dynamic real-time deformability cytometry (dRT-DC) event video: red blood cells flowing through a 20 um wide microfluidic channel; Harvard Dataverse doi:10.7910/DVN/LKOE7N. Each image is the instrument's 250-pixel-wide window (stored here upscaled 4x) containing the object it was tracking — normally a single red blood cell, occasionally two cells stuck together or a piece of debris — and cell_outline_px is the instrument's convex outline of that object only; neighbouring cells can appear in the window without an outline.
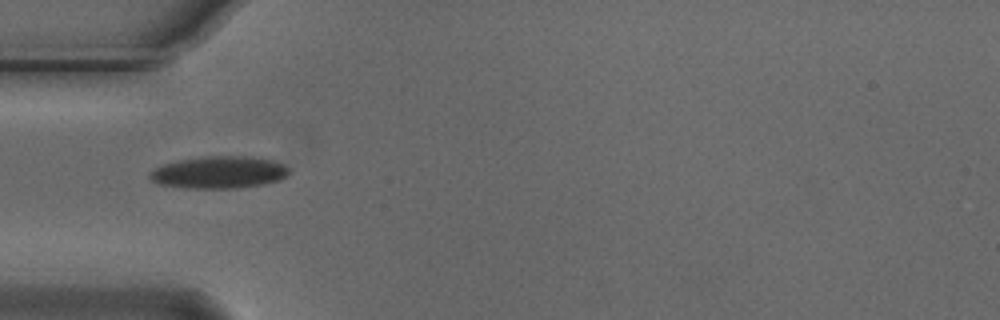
{"species": "Egyptian fruit bat (a non-hibernating species)", "species_latin": "Rousettus aegyptiacus", "temperature_condition": "cold", "stored_images_in_passage": 20, "camera_frame_rate_fps": 3000, "um_per_image_px": 0.085, "animal": {"sex": "male"}, "frame": {"image": 1, "passage_image": 1, "time_ms": 0.0, "image_size_px": [1000, 320], "cell_outline_px": [[288, 172], [280, 180], [264, 184], [236, 188], [184, 188], [156, 184], [148, 176], [148, 172], [164, 164], [180, 160], [204, 156], [248, 156], [272, 160], [284, 164], [288, 168]], "centroid_in_image_um": [18.58, 14.65], "position_along_channel_um": 66.4, "area_um2": 26.13}}
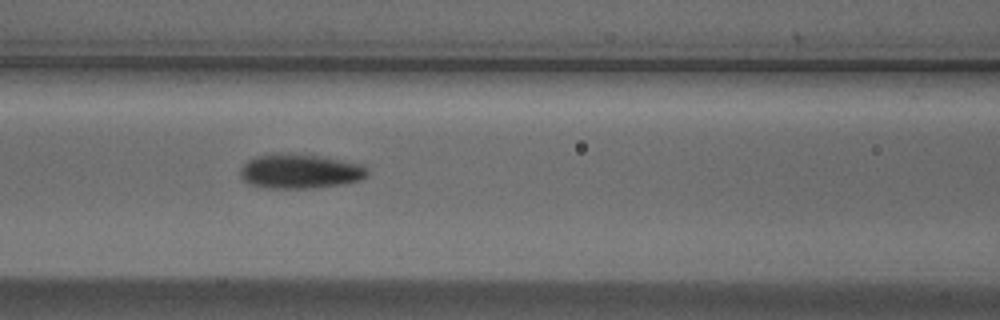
{"frame": {"image": 2, "passage_image": 7, "time_ms": 2.0, "image_size_px": [1000, 320], "cell_outline_px": [[368, 176], [360, 180], [340, 184], [312, 188], [268, 188], [248, 184], [240, 176], [240, 168], [248, 160], [256, 156], [272, 152], [288, 152], [320, 156], [364, 164], [368, 168]], "centroid_in_image_um": [25.49, 14.53], "position_along_channel_um": 141.1, "area_um2": 26.01}}
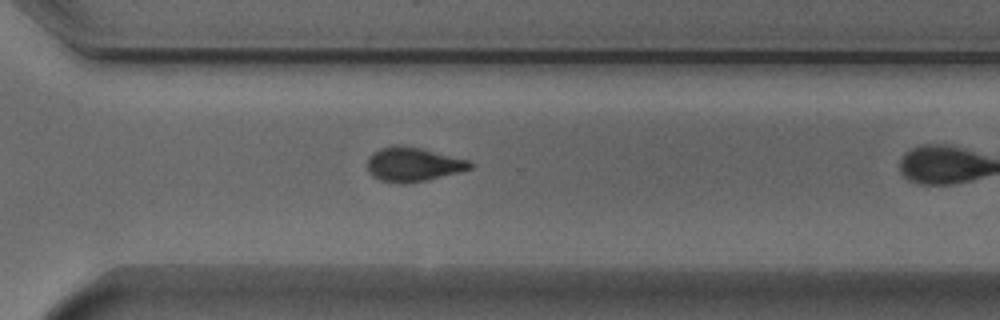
{"frame": {"image": 3, "passage_image": 19, "time_ms": 6.0, "image_size_px": [1000, 320], "cell_outline_px": [[476, 164], [472, 168], [460, 172], [424, 180], [404, 184], [400, 184], [380, 180], [372, 176], [368, 172], [368, 156], [372, 152], [380, 148], [420, 148], [472, 160]], "centroid_in_image_um": [35.17, 14.01], "position_along_channel_um": 335.4, "area_um2": 20.11}}